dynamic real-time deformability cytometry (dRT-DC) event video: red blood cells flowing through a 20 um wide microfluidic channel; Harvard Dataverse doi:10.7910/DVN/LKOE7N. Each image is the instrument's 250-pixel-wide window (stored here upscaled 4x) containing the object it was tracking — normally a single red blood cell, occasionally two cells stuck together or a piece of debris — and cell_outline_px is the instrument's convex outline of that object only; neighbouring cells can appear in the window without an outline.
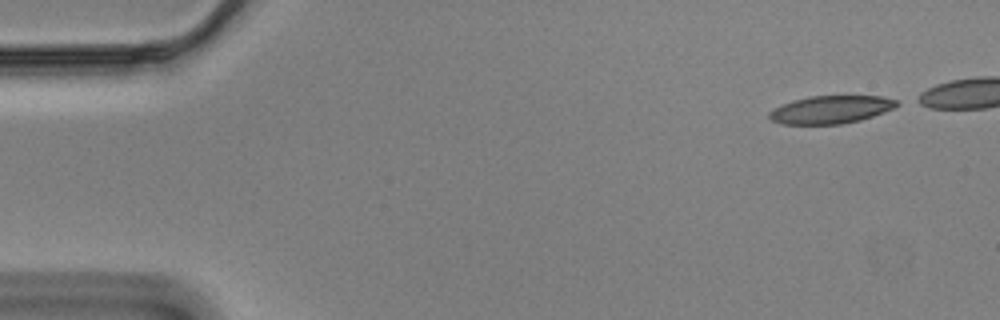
{"species": "Egyptian fruit bat (a non-hibernating species)", "species_latin": "Rousettus aegyptiacus", "temperature_condition": "cold", "stored_images_in_passage": 12, "camera_frame_rate_fps": 3000, "um_per_image_px": 0.085, "animal": {"sex": "male"}, "frame": {"image": 1, "passage_image": 1, "time_ms": 0.0, "image_size_px": [1000, 320], "cell_outline_px": [[900, 104], [884, 112], [860, 120], [840, 124], [784, 124], [772, 120], [768, 116], [768, 112], [792, 100], [808, 96], [880, 96], [900, 100]], "centroid_in_image_um": [70.65, 9.31], "position_along_channel_um": 14.4, "area_um2": 20.58}}